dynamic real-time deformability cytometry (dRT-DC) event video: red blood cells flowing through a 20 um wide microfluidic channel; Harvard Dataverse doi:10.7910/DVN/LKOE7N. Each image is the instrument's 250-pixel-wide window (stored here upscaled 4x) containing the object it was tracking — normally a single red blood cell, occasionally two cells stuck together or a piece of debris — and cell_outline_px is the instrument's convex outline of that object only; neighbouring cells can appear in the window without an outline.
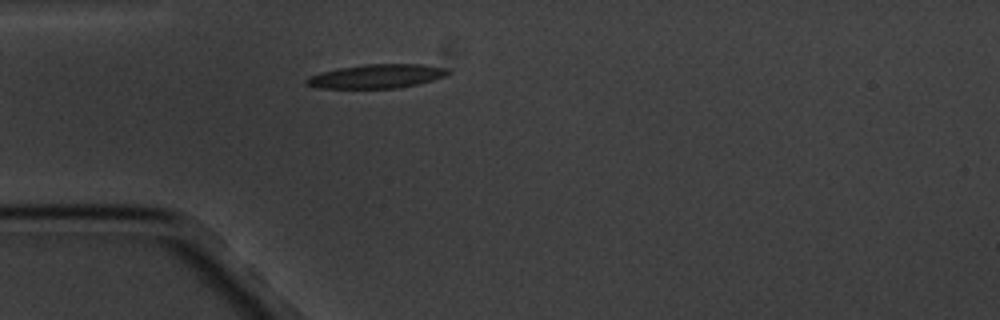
{"species": "common noctule bat (a hibernating species)", "species_latin": "Nyctalus noctula", "temperature_condition": "cold", "stored_images_in_passage": 3, "camera_frame_rate_fps": 3000, "um_per_image_px": 0.085, "animal": {"sex": "male", "body_mass_g": 20.1, "forearm_length_mm": 53.5}, "frame": {"image": 1, "passage_image": 3, "time_ms": 3.667, "image_size_px": [1000, 320], "cell_outline_px": [[452, 72], [444, 76], [432, 80], [400, 88], [316, 88], [304, 84], [304, 80], [308, 76], [320, 72], [340, 68], [364, 64], [424, 64], [448, 68]], "centroid_in_image_um": [31.99, 6.48], "position_along_channel_um": 53.0, "area_um2": 19.88}}